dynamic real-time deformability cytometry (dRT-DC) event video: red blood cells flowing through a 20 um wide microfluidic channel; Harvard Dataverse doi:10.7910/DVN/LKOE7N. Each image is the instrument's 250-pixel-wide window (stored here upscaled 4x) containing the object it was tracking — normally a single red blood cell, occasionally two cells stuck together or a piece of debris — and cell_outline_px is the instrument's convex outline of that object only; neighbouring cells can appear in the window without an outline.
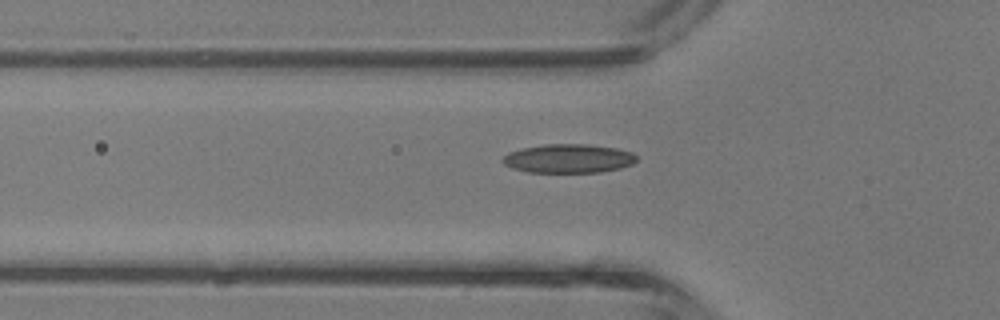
{"species": "common noctule bat (a hibernating species)", "species_latin": "Nyctalus noctula", "temperature_condition": "room temperature", "stored_images_in_passage": 3, "camera_frame_rate_fps": 3000, "um_per_image_px": 0.085, "animal": {"sex": "male", "body_mass_g": 13.3}, "frame": {"image": 1, "passage_image": 3, "time_ms": 0.667, "image_size_px": [1000, 320], "cell_outline_px": [[636, 160], [632, 164], [620, 168], [600, 172], [528, 172], [512, 168], [504, 164], [500, 160], [508, 152], [520, 148], [544, 144], [588, 144], [616, 148], [632, 152], [636, 156]], "centroid_in_image_um": [48.29, 13.47], "position_along_channel_um": 77.5, "area_um2": 22.6}}